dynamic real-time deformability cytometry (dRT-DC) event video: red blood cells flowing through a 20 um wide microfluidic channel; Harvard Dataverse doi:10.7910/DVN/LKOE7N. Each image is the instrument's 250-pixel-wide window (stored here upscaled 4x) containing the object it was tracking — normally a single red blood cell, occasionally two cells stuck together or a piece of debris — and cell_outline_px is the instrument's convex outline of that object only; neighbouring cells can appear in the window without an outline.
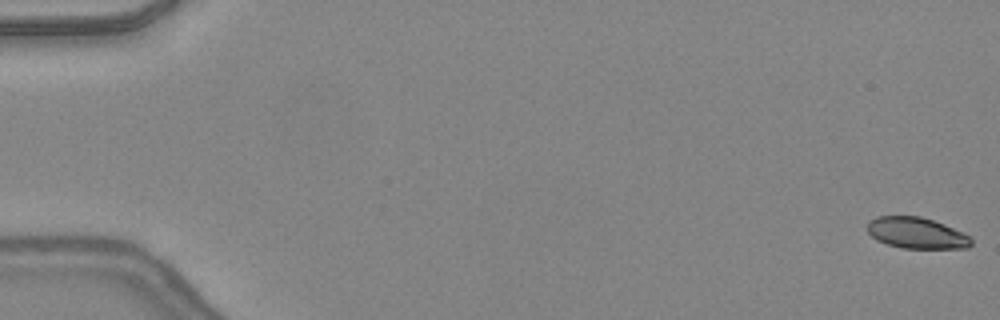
{"species": "common noctule bat (a hibernating species)", "species_latin": "Nyctalus noctula", "temperature_condition": "warm", "stored_images_in_passage": 48, "camera_frame_rate_fps": 3000, "um_per_image_px": 0.085, "animal": {"sex": "female", "body_mass_g": 24.6, "forearm_length_mm": 56.2}, "frame": {"image": 1, "passage_image": 1, "time_ms": 0.0, "image_size_px": [1000, 320], "cell_outline_px": [[972, 244], [968, 248], [904, 248], [888, 244], [876, 240], [868, 232], [868, 224], [876, 216], [920, 216], [944, 224], [972, 236]], "centroid_in_image_um": [77.95, 19.81], "position_along_channel_um": 7.1, "area_um2": 18.79}}
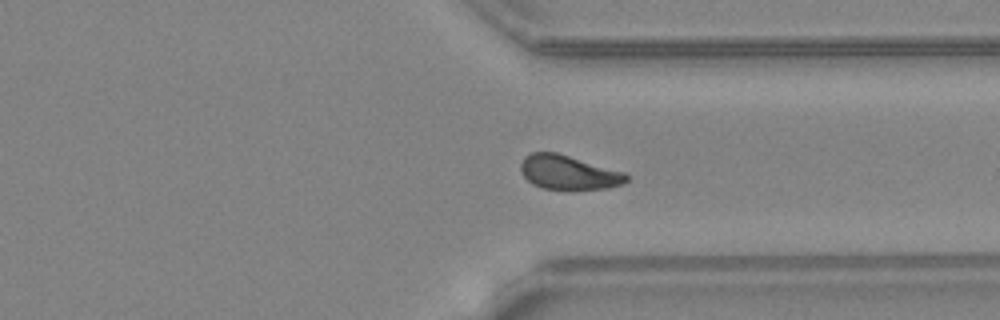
{"frame": {"image": 2, "passage_image": 37, "time_ms": 12.0, "image_size_px": [1000, 320], "cell_outline_px": [[632, 176], [624, 184], [608, 188], [576, 192], [540, 188], [532, 184], [524, 176], [520, 168], [520, 164], [524, 156], [532, 152], [556, 152], [624, 172]], "centroid_in_image_um": [48.35, 14.71], "position_along_channel_um": 363.0, "area_um2": 21.85}}
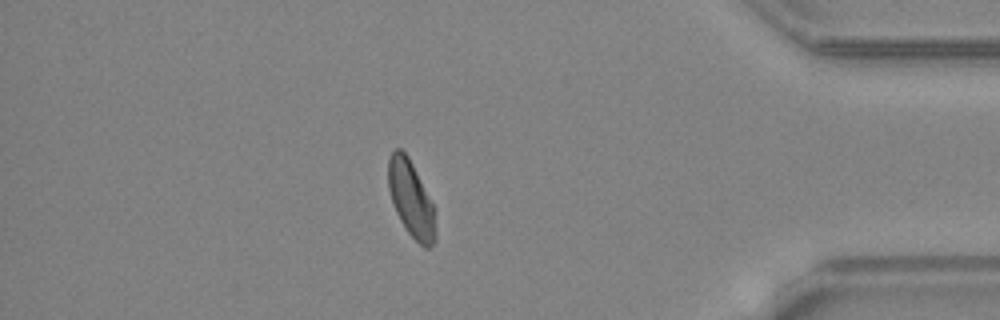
{"frame": {"image": 3, "passage_image": 42, "time_ms": 13.667, "image_size_px": [1000, 320], "cell_outline_px": [[436, 240], [428, 248], [424, 248], [408, 232], [400, 220], [396, 212], [388, 188], [388, 160], [392, 152], [396, 148], [400, 148], [408, 156], [432, 204], [436, 236]], "centroid_in_image_um": [34.91, 16.92], "position_along_channel_um": 400.3, "area_um2": 20.4}, "authors_computed_cell_mechanics": {"area_um2": 21.0392, "velocity_mm_per_s": 4.3934, "shape_relaxation_time_tau1_ms": 7.5012, "shape_relaxation_time_tau2_ms": 1.9811, "deformation_change_tau1": 0.1879, "deformation_change_tau2": 0.0714}}